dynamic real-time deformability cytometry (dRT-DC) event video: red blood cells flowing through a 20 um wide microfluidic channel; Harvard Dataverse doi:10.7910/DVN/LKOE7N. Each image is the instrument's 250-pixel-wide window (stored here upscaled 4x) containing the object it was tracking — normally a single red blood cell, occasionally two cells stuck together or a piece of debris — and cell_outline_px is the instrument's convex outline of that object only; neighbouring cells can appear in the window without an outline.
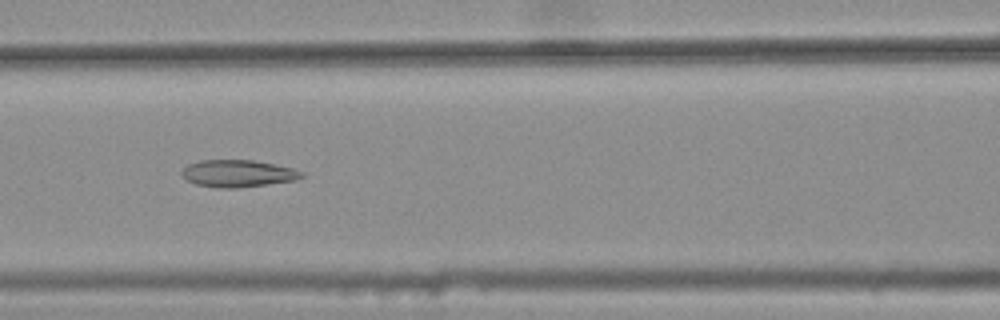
{"species": "common noctule bat (a hibernating species)", "species_latin": "Nyctalus noctula", "temperature_condition": "warm", "stored_images_in_passage": 47, "camera_frame_rate_fps": 3000, "um_per_image_px": 0.085, "animal": {"sex": "female", "body_mass_g": 25.1}, "frame": {"image": 1, "passage_image": 23, "time_ms": 7.333, "image_size_px": [1000, 320], "cell_outline_px": [[304, 176], [296, 180], [236, 188], [216, 188], [196, 184], [180, 176], [180, 172], [188, 164], [200, 160], [252, 160], [292, 168], [304, 172]], "centroid_in_image_um": [20.19, 14.75], "position_along_channel_um": 146.4, "area_um2": 18.9}}
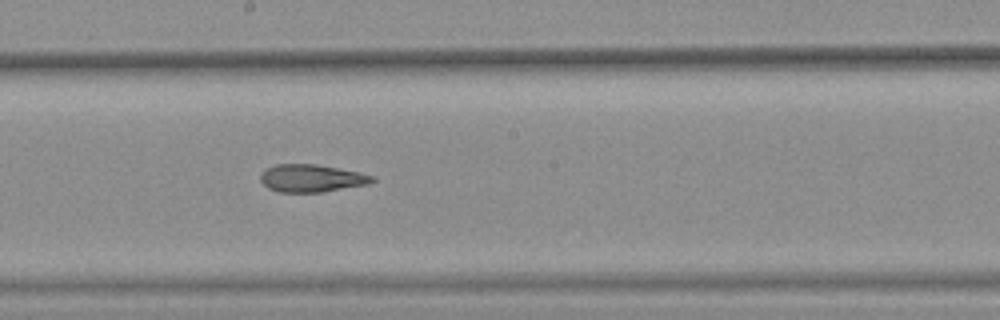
{"frame": {"image": 2, "passage_image": 29, "time_ms": 9.333, "image_size_px": [1000, 320], "cell_outline_px": [[376, 180], [368, 184], [320, 192], [280, 192], [268, 188], [260, 180], [260, 176], [268, 168], [276, 164], [316, 164], [360, 172], [376, 176]], "centroid_in_image_um": [26.52, 15.14], "position_along_channel_um": 221.7, "area_um2": 17.86}}
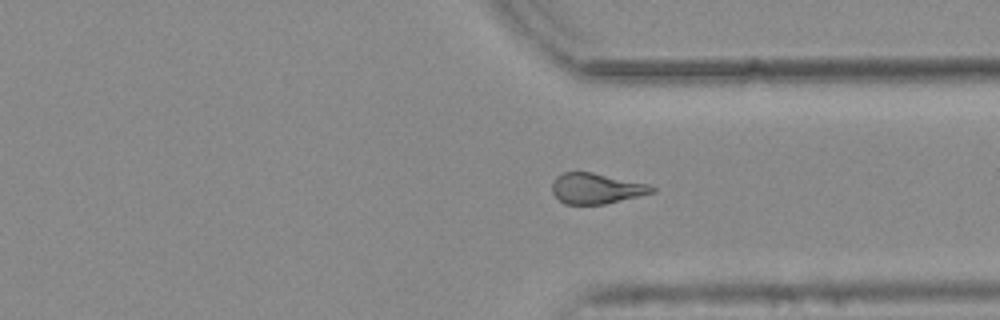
{"frame": {"image": 3, "passage_image": 40, "time_ms": 13.0, "image_size_px": [1000, 320], "cell_outline_px": [[656, 192], [604, 204], [564, 204], [552, 192], [552, 184], [556, 176], [560, 172], [592, 172], [648, 184], [656, 188]], "centroid_in_image_um": [50.67, 16.01], "position_along_channel_um": 360.7, "area_um2": 17.74}, "authors_computed_cell_mechanics": {"area_um2": 19.1318, "velocity_mm_per_s": 3.778, "shape_relaxation_time_tau1_ms": null, "shape_relaxation_time_tau2_ms": 2.5961, "deformation_change_tau1": null, "deformation_change_tau2": 0.1169}}